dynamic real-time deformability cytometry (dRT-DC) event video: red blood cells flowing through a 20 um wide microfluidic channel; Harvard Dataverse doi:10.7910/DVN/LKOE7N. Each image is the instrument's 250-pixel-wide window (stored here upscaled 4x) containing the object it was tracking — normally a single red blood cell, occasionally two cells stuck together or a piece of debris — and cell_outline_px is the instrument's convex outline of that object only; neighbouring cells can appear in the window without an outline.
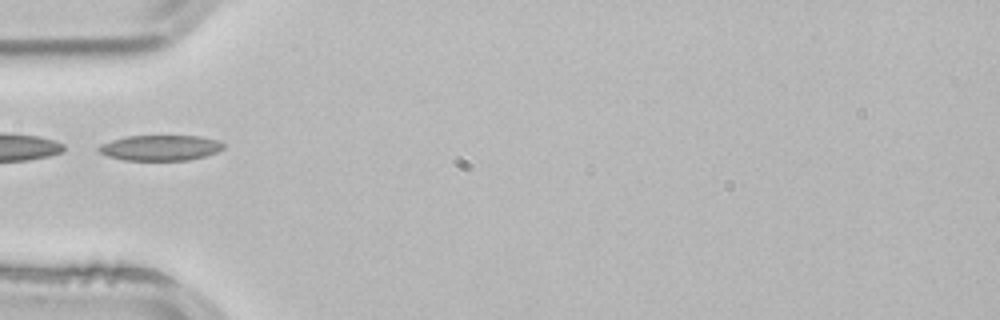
{"species": "common noctule bat (a hibernating species)", "species_latin": "Nyctalus noctula", "temperature_condition": "room temperature", "stored_images_in_passage": 2, "camera_frame_rate_fps": 3000, "um_per_image_px": 0.085, "animal": {"sex": "male", "body_mass_g": 21.5, "forearm_length_mm": 52.0}, "frame": {"image": 1, "passage_image": 2, "time_ms": 0.333, "image_size_px": [1000, 320], "cell_outline_px": [[224, 148], [216, 152], [204, 156], [188, 160], [124, 160], [108, 156], [100, 152], [96, 148], [100, 144], [112, 140], [128, 136], [200, 136], [220, 140], [224, 144]], "centroid_in_image_um": [13.64, 12.56], "position_along_channel_um": 71.4, "area_um2": 18.5}}